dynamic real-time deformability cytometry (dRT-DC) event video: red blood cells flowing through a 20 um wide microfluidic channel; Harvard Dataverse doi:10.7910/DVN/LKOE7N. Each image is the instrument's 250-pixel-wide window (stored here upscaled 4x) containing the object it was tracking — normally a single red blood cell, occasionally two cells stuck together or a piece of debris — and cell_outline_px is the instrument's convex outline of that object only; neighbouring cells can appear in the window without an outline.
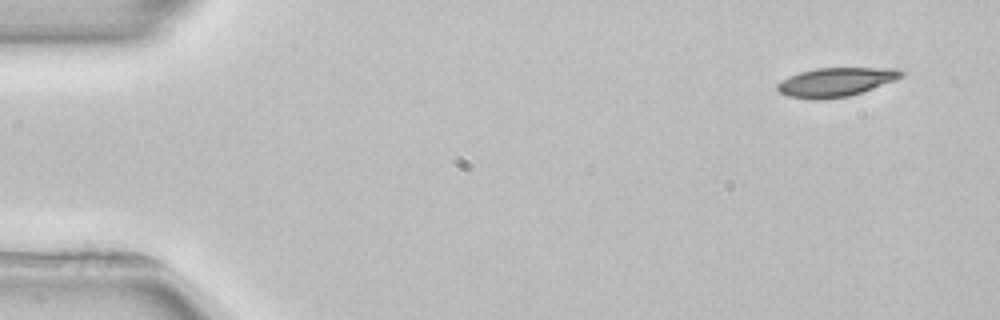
{"species": "common noctule bat (a hibernating species)", "species_latin": "Nyctalus noctula", "temperature_condition": "room temperature", "stored_images_in_passage": 4, "camera_frame_rate_fps": 3000, "um_per_image_px": 0.085, "animal": {"sex": "female", "body_mass_g": 22.7, "forearm_length_mm": 54.2}, "frame": {"image": 1, "passage_image": 1, "time_ms": 0.0, "image_size_px": [1000, 320], "cell_outline_px": [[904, 76], [896, 80], [848, 96], [816, 100], [788, 96], [780, 92], [776, 88], [776, 84], [788, 76], [800, 72], [816, 68], [896, 68], [904, 72]], "centroid_in_image_um": [71.03, 6.97], "position_along_channel_um": 14.0, "area_um2": 20.75}}
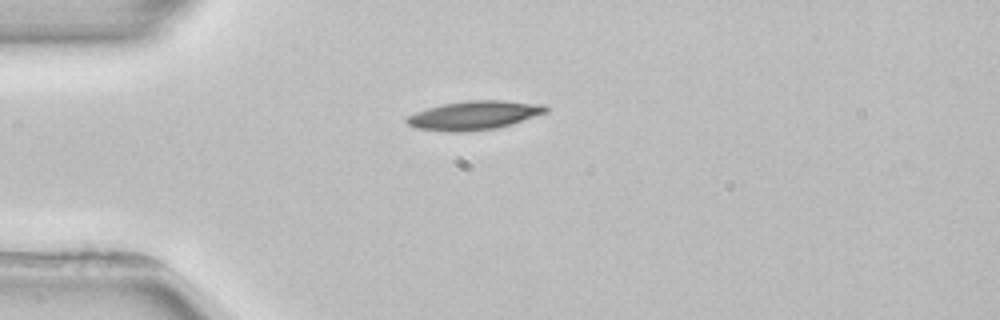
{"frame": {"image": 2, "passage_image": 3, "time_ms": 3.333, "image_size_px": [1000, 320], "cell_outline_px": [[548, 112], [512, 124], [496, 128], [468, 132], [448, 132], [416, 128], [408, 124], [404, 120], [408, 116], [416, 112], [428, 108], [444, 104], [468, 100], [504, 100], [544, 104], [548, 108]], "centroid_in_image_um": [40.33, 9.8], "position_along_channel_um": 44.7, "area_um2": 23.47}}
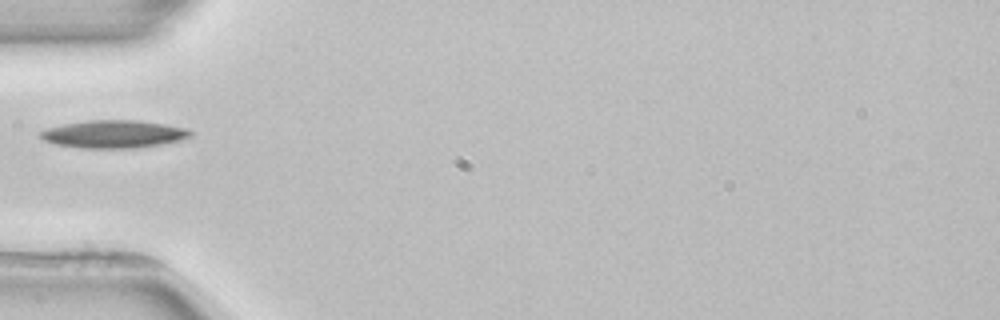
{"frame": {"image": 3, "passage_image": 4, "time_ms": 4.667, "image_size_px": [1000, 320], "cell_outline_px": [[192, 136], [180, 140], [140, 148], [80, 148], [56, 144], [44, 140], [40, 136], [40, 132], [48, 128], [64, 124], [88, 120], [136, 120], [164, 124], [188, 128], [192, 132]], "centroid_in_image_um": [9.69, 11.4], "position_along_channel_um": 75.3, "area_um2": 24.22}}